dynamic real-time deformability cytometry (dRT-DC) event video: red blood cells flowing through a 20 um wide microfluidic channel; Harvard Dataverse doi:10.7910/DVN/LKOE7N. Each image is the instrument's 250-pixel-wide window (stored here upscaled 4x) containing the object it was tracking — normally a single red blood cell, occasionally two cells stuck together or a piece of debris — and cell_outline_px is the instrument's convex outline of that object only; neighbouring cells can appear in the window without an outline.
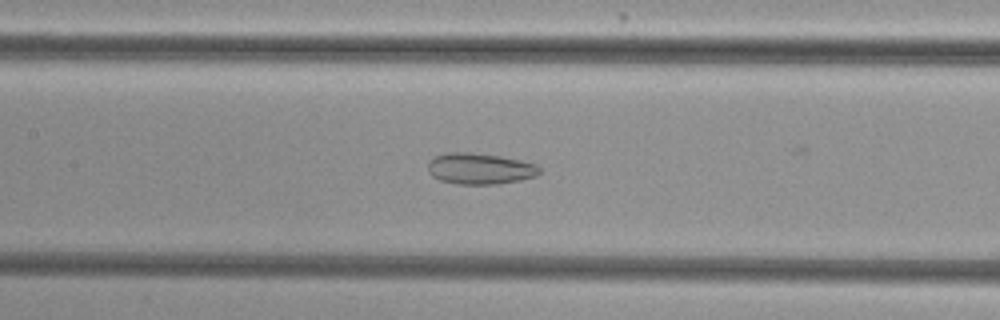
{"species": "common noctule bat (a hibernating species)", "species_latin": "Nyctalus noctula", "temperature_condition": "cold", "stored_images_in_passage": 39, "camera_frame_rate_fps": 3000, "um_per_image_px": 0.085, "animal": {"sex": "female", "body_mass_g": 29.2, "forearm_length_mm": 56.3}, "frame": {"image": 1, "passage_image": 11, "time_ms": 3.333, "image_size_px": [1000, 320], "cell_outline_px": [[540, 172], [536, 176], [520, 180], [500, 184], [460, 184], [440, 180], [432, 176], [428, 172], [428, 164], [436, 156], [448, 152], [468, 152], [500, 156], [520, 160], [536, 164], [540, 168]], "centroid_in_image_um": [40.81, 14.34], "position_along_channel_um": 166.6, "area_um2": 20.17}}
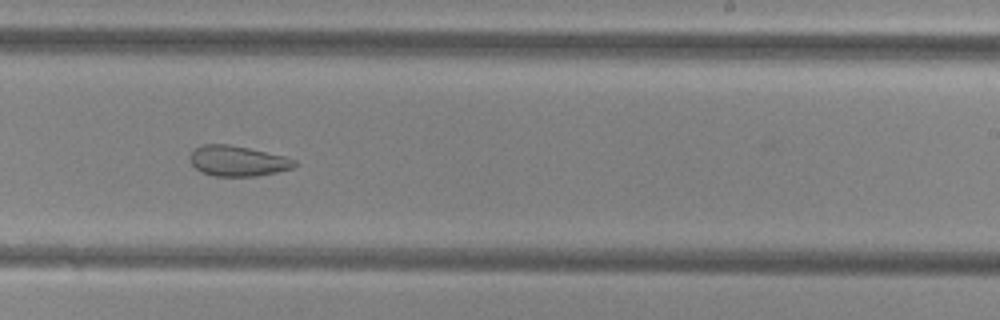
{"frame": {"image": 2, "passage_image": 19, "time_ms": 6.0, "image_size_px": [1000, 320], "cell_outline_px": [[296, 164], [292, 168], [276, 172], [256, 176], [216, 176], [204, 172], [196, 168], [192, 164], [192, 152], [196, 148], [204, 144], [228, 144], [248, 148], [284, 156], [296, 160]], "centroid_in_image_um": [20.23, 13.68], "position_along_channel_um": 268.8, "area_um2": 18.09}}
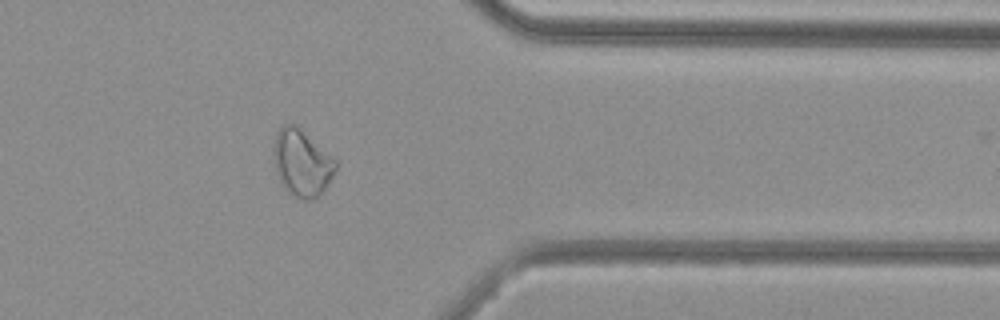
{"frame": {"image": 3, "passage_image": 29, "time_ms": 9.333, "image_size_px": [1000, 320], "cell_outline_px": [[336, 168], [328, 184], [312, 200], [300, 200], [288, 192], [284, 188], [280, 180], [276, 168], [272, 152], [272, 148], [276, 132], [284, 124], [296, 124], [336, 160]], "centroid_in_image_um": [25.63, 13.83], "position_along_channel_um": 385.8, "area_um2": 23.93}, "authors_computed_cell_mechanics": {"area_um2": 21.8484, "velocity_mm_per_s": 3.8555, "shape_relaxation_time_tau1_ms": null, "shape_relaxation_time_tau2_ms": 3.3327, "deformation_change_tau1": null, "deformation_change_tau2": 0.1084}}